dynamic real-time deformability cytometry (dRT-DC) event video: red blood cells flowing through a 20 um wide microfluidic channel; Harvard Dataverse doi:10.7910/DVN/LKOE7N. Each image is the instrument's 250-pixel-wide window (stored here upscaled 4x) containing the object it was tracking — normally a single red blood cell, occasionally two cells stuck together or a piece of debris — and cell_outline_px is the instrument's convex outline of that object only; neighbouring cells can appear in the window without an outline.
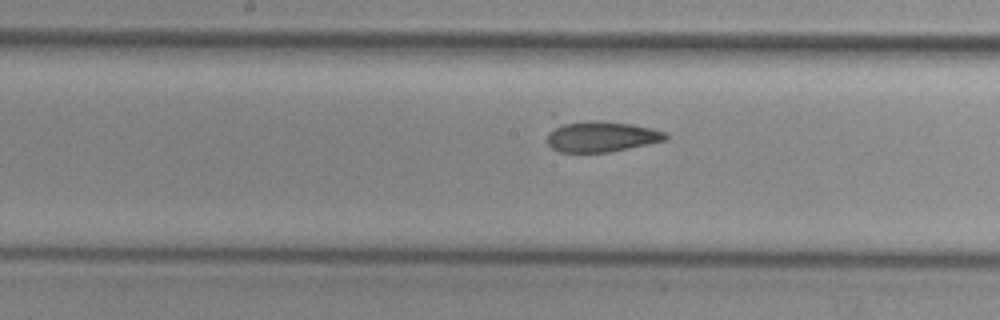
{"species": "common noctule bat (a hibernating species)", "species_latin": "Nyctalus noctula", "temperature_condition": "cold", "stored_images_in_passage": 25, "camera_frame_rate_fps": 3000, "um_per_image_px": 0.085, "animal": {"sex": "female", "body_mass_g": 29.2, "forearm_length_mm": 56.3}, "frame": {"image": 1, "passage_image": 22, "time_ms": 7.0, "image_size_px": [1000, 320], "cell_outline_px": [[668, 140], [612, 152], [560, 152], [552, 148], [548, 144], [548, 132], [560, 120], [600, 120], [632, 124], [652, 128], [668, 132]], "centroid_in_image_um": [51.09, 11.57], "position_along_channel_um": 197.1, "area_um2": 22.02}}